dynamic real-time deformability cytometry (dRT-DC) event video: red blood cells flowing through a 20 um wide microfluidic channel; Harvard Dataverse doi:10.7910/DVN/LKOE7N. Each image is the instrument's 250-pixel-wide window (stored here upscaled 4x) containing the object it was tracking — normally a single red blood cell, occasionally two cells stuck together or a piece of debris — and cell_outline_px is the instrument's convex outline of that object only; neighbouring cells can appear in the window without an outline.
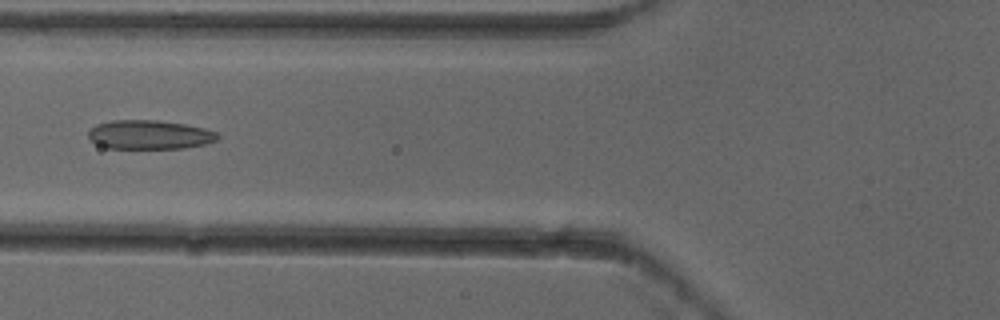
{"species": "common noctule bat (a hibernating species)", "species_latin": "Nyctalus noctula", "temperature_condition": "cold", "stored_images_in_passage": 7, "camera_frame_rate_fps": 3000, "um_per_image_px": 0.085, "animal": {"sex": "female"}, "frame": {"image": 1, "passage_image": 5, "time_ms": 1.333, "image_size_px": [1000, 320], "cell_outline_px": [[220, 136], [216, 140], [204, 144], [184, 148], [108, 148], [96, 144], [88, 136], [88, 132], [96, 124], [112, 120], [156, 120], [184, 124], [204, 128], [216, 132]], "centroid_in_image_um": [12.7, 11.44], "position_along_channel_um": 113.1, "area_um2": 21.73}}
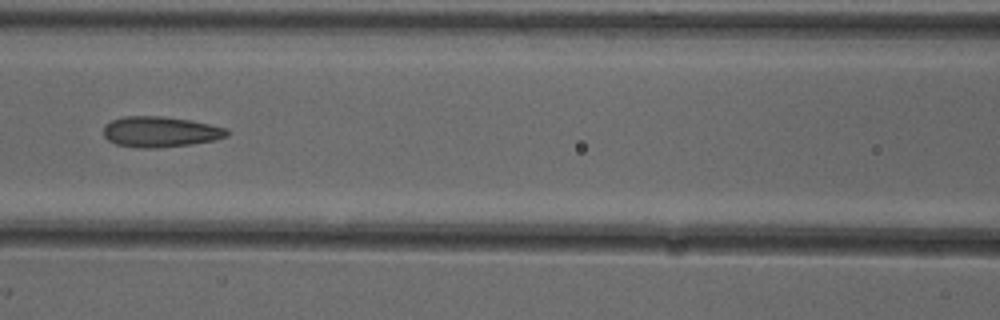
{"frame": {"image": 2, "passage_image": 6, "time_ms": 1.667, "image_size_px": [1000, 320], "cell_outline_px": [[228, 136], [216, 140], [188, 144], [156, 148], [144, 148], [116, 144], [108, 140], [104, 136], [104, 124], [112, 120], [124, 116], [160, 116], [192, 120], [224, 128], [228, 132]], "centroid_in_image_um": [13.6, 11.19], "position_along_channel_um": 153.0, "area_um2": 21.85}}
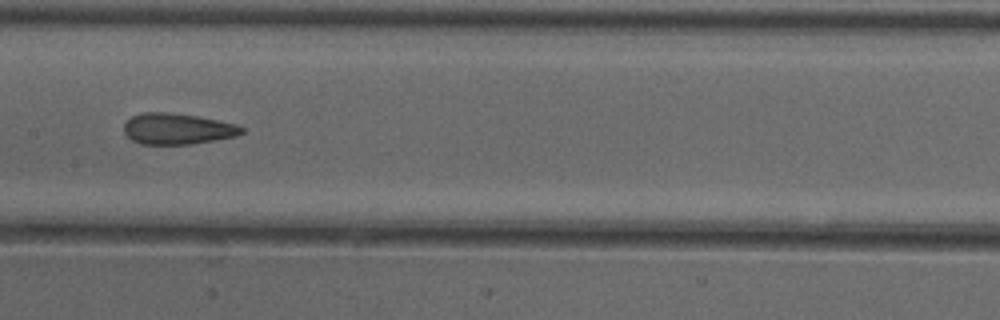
{"frame": {"image": 3, "passage_image": 7, "time_ms": 2.0, "image_size_px": [1000, 320], "cell_outline_px": [[244, 132], [236, 136], [188, 144], [140, 144], [132, 140], [124, 132], [124, 124], [132, 116], [144, 112], [168, 112], [196, 116], [236, 124], [244, 128]], "centroid_in_image_um": [15.06, 10.95], "position_along_channel_um": 192.3, "area_um2": 21.04}}